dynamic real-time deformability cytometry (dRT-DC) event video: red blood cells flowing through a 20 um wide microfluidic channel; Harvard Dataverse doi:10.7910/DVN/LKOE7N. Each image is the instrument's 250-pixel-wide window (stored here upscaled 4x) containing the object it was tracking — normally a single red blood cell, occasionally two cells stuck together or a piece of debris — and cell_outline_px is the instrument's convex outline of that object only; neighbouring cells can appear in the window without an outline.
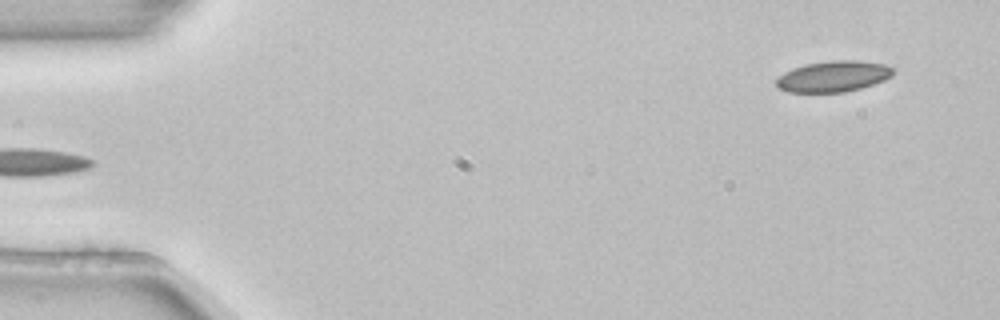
{"species": "common noctule bat (a hibernating species)", "species_latin": "Nyctalus noctula", "temperature_condition": "room temperature", "stored_images_in_passage": 4, "camera_frame_rate_fps": 3000, "um_per_image_px": 0.085, "animal": {"sex": "female", "body_mass_g": 22.7, "forearm_length_mm": 54.2}, "frame": {"image": 1, "passage_image": 4, "time_ms": 1.0, "image_size_px": [1000, 320], "cell_outline_px": [[892, 76], [884, 80], [860, 88], [844, 92], [788, 92], [780, 88], [776, 84], [776, 80], [784, 72], [792, 68], [804, 64], [832, 60], [856, 60], [884, 64], [892, 68]], "centroid_in_image_um": [70.81, 6.48], "position_along_channel_um": 14.2, "area_um2": 20.92}}